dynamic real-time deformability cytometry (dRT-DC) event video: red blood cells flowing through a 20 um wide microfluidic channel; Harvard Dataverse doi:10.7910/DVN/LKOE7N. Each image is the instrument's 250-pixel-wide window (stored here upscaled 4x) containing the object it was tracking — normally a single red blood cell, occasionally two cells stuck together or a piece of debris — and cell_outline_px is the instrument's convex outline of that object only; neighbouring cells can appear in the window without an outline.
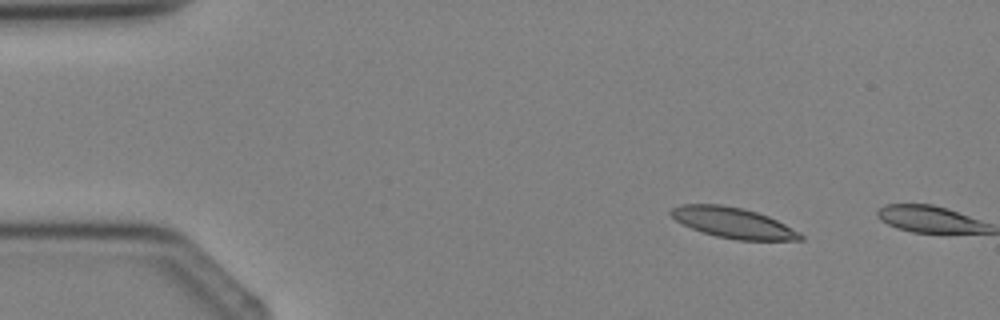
{"species": "Egyptian fruit bat (a non-hibernating species)", "species_latin": "Rousettus aegyptiacus", "temperature_condition": "cold", "stored_images_in_passage": 3, "camera_frame_rate_fps": 3000, "um_per_image_px": 0.085, "animal": {"sex": "female"}, "frame": {"image": 1, "passage_image": 2, "time_ms": 1.0, "image_size_px": [1000, 320], "cell_outline_px": [[804, 240], [736, 240], [716, 236], [692, 228], [676, 220], [668, 212], [672, 208], [680, 204], [720, 204], [744, 208], [768, 216], [784, 224], [804, 236]], "centroid_in_image_um": [62.3, 18.93], "position_along_channel_um": 22.7, "area_um2": 22.83}}